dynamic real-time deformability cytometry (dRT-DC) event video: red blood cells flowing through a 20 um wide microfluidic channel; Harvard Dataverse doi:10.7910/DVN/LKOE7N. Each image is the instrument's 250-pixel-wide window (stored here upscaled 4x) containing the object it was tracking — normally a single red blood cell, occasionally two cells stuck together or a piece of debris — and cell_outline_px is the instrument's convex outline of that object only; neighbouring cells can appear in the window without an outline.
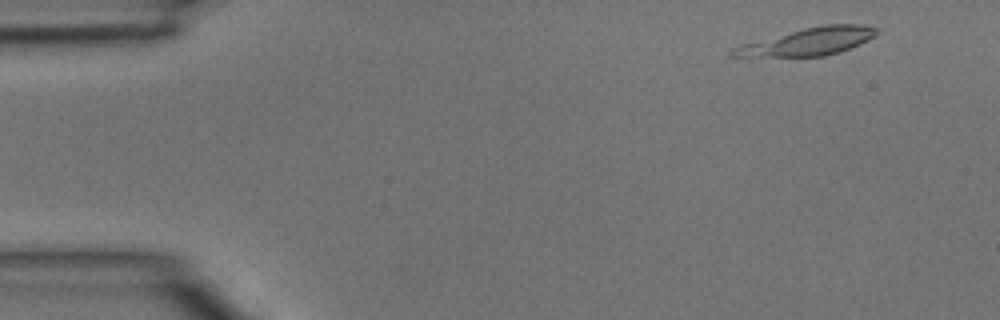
{"species": "common noctule bat (a hibernating species)", "species_latin": "Nyctalus noctula", "temperature_condition": "room temperature", "stored_images_in_passage": 33, "camera_frame_rate_fps": 3000, "um_per_image_px": 0.085, "animal": {"sex": "male", "body_mass_g": 15.6}, "frame": {"image": 1, "passage_image": 3, "time_ms": 0.667, "image_size_px": [1000, 320], "cell_outline_px": [[880, 32], [876, 36], [860, 44], [840, 52], [824, 56], [748, 60], [728, 56], [728, 52], [732, 48], [744, 44], [804, 28], [824, 24], [860, 24], [876, 28]], "centroid_in_image_um": [68.56, 3.61], "position_along_channel_um": 16.4, "area_um2": 24.1}}